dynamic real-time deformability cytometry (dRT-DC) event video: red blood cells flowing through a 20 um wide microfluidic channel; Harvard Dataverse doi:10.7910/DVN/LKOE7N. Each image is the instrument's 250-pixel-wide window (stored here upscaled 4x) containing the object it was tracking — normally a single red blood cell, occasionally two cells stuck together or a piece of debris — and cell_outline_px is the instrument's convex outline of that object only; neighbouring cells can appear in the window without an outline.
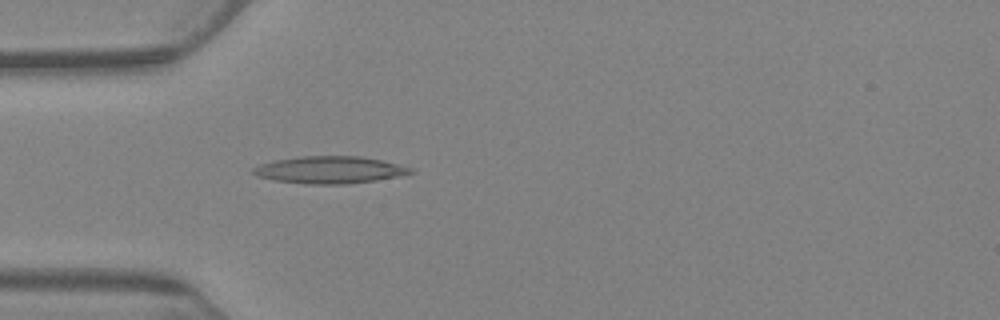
{"species": "Egyptian fruit bat (a non-hibernating species)", "species_latin": "Rousettus aegyptiacus", "temperature_condition": "warm", "stored_images_in_passage": 6, "camera_frame_rate_fps": 3000, "um_per_image_px": 0.085, "animal": {"sex": "female"}, "frame": {"image": 1, "passage_image": 6, "time_ms": 6.0, "image_size_px": [1000, 320], "cell_outline_px": [[416, 172], [376, 180], [344, 184], [304, 184], [272, 180], [256, 176], [252, 172], [252, 168], [260, 164], [272, 160], [300, 156], [360, 156], [380, 160], [412, 168]], "centroid_in_image_um": [27.94, 14.44], "position_along_channel_um": 57.1, "area_um2": 24.91}}